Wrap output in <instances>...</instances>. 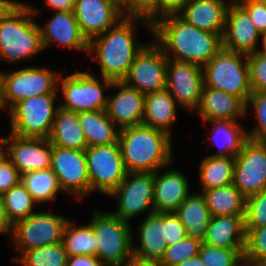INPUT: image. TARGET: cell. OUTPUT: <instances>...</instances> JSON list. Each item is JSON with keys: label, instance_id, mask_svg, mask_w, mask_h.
<instances>
[{"label": "cell", "instance_id": "15", "mask_svg": "<svg viewBox=\"0 0 266 266\" xmlns=\"http://www.w3.org/2000/svg\"><path fill=\"white\" fill-rule=\"evenodd\" d=\"M52 171L62 191L77 198L90 193V181L84 150L52 146Z\"/></svg>", "mask_w": 266, "mask_h": 266}, {"label": "cell", "instance_id": "11", "mask_svg": "<svg viewBox=\"0 0 266 266\" xmlns=\"http://www.w3.org/2000/svg\"><path fill=\"white\" fill-rule=\"evenodd\" d=\"M166 75L167 57L153 41L136 55L122 81L146 96L166 89Z\"/></svg>", "mask_w": 266, "mask_h": 266}, {"label": "cell", "instance_id": "16", "mask_svg": "<svg viewBox=\"0 0 266 266\" xmlns=\"http://www.w3.org/2000/svg\"><path fill=\"white\" fill-rule=\"evenodd\" d=\"M204 87L203 69L194 63L167 58L166 89L186 109L194 110L201 102Z\"/></svg>", "mask_w": 266, "mask_h": 266}, {"label": "cell", "instance_id": "26", "mask_svg": "<svg viewBox=\"0 0 266 266\" xmlns=\"http://www.w3.org/2000/svg\"><path fill=\"white\" fill-rule=\"evenodd\" d=\"M163 238L162 213L147 215L139 227L140 247H132L133 255L141 259L159 262L167 248V243Z\"/></svg>", "mask_w": 266, "mask_h": 266}, {"label": "cell", "instance_id": "45", "mask_svg": "<svg viewBox=\"0 0 266 266\" xmlns=\"http://www.w3.org/2000/svg\"><path fill=\"white\" fill-rule=\"evenodd\" d=\"M162 224L164 225V240L167 246L183 241L187 234L184 225L175 212L162 213Z\"/></svg>", "mask_w": 266, "mask_h": 266}, {"label": "cell", "instance_id": "19", "mask_svg": "<svg viewBox=\"0 0 266 266\" xmlns=\"http://www.w3.org/2000/svg\"><path fill=\"white\" fill-rule=\"evenodd\" d=\"M260 36L248 13L235 0L230 2L222 38L223 48L249 55L257 51Z\"/></svg>", "mask_w": 266, "mask_h": 266}, {"label": "cell", "instance_id": "5", "mask_svg": "<svg viewBox=\"0 0 266 266\" xmlns=\"http://www.w3.org/2000/svg\"><path fill=\"white\" fill-rule=\"evenodd\" d=\"M202 69L204 86L223 90L246 104L252 93L246 54L222 48Z\"/></svg>", "mask_w": 266, "mask_h": 266}, {"label": "cell", "instance_id": "48", "mask_svg": "<svg viewBox=\"0 0 266 266\" xmlns=\"http://www.w3.org/2000/svg\"><path fill=\"white\" fill-rule=\"evenodd\" d=\"M189 0H158V17L178 14Z\"/></svg>", "mask_w": 266, "mask_h": 266}, {"label": "cell", "instance_id": "21", "mask_svg": "<svg viewBox=\"0 0 266 266\" xmlns=\"http://www.w3.org/2000/svg\"><path fill=\"white\" fill-rule=\"evenodd\" d=\"M229 5L224 0H189L178 15L198 29L223 37Z\"/></svg>", "mask_w": 266, "mask_h": 266}, {"label": "cell", "instance_id": "54", "mask_svg": "<svg viewBox=\"0 0 266 266\" xmlns=\"http://www.w3.org/2000/svg\"><path fill=\"white\" fill-rule=\"evenodd\" d=\"M10 229L3 214L2 199L0 196V232L10 234Z\"/></svg>", "mask_w": 266, "mask_h": 266}, {"label": "cell", "instance_id": "52", "mask_svg": "<svg viewBox=\"0 0 266 266\" xmlns=\"http://www.w3.org/2000/svg\"><path fill=\"white\" fill-rule=\"evenodd\" d=\"M21 2L14 0H0V21L12 12Z\"/></svg>", "mask_w": 266, "mask_h": 266}, {"label": "cell", "instance_id": "17", "mask_svg": "<svg viewBox=\"0 0 266 266\" xmlns=\"http://www.w3.org/2000/svg\"><path fill=\"white\" fill-rule=\"evenodd\" d=\"M6 146V157L18 169L20 175L51 169L52 144L48 139L25 138L11 133Z\"/></svg>", "mask_w": 266, "mask_h": 266}, {"label": "cell", "instance_id": "42", "mask_svg": "<svg viewBox=\"0 0 266 266\" xmlns=\"http://www.w3.org/2000/svg\"><path fill=\"white\" fill-rule=\"evenodd\" d=\"M245 229L266 225V189L245 198Z\"/></svg>", "mask_w": 266, "mask_h": 266}, {"label": "cell", "instance_id": "47", "mask_svg": "<svg viewBox=\"0 0 266 266\" xmlns=\"http://www.w3.org/2000/svg\"><path fill=\"white\" fill-rule=\"evenodd\" d=\"M21 182V175L13 163L5 157L0 161V196Z\"/></svg>", "mask_w": 266, "mask_h": 266}, {"label": "cell", "instance_id": "37", "mask_svg": "<svg viewBox=\"0 0 266 266\" xmlns=\"http://www.w3.org/2000/svg\"><path fill=\"white\" fill-rule=\"evenodd\" d=\"M68 255L62 243L25 251L14 261L23 266H66Z\"/></svg>", "mask_w": 266, "mask_h": 266}, {"label": "cell", "instance_id": "18", "mask_svg": "<svg viewBox=\"0 0 266 266\" xmlns=\"http://www.w3.org/2000/svg\"><path fill=\"white\" fill-rule=\"evenodd\" d=\"M73 13L88 42L123 19L120 8L109 0H75Z\"/></svg>", "mask_w": 266, "mask_h": 266}, {"label": "cell", "instance_id": "55", "mask_svg": "<svg viewBox=\"0 0 266 266\" xmlns=\"http://www.w3.org/2000/svg\"><path fill=\"white\" fill-rule=\"evenodd\" d=\"M7 139L8 138H4L0 140V161L6 157V151H4L5 150L4 147L6 146ZM1 145H3V147Z\"/></svg>", "mask_w": 266, "mask_h": 266}, {"label": "cell", "instance_id": "6", "mask_svg": "<svg viewBox=\"0 0 266 266\" xmlns=\"http://www.w3.org/2000/svg\"><path fill=\"white\" fill-rule=\"evenodd\" d=\"M93 214L89 224L97 239L95 256L106 266H121L133 255L129 223L112 212Z\"/></svg>", "mask_w": 266, "mask_h": 266}, {"label": "cell", "instance_id": "22", "mask_svg": "<svg viewBox=\"0 0 266 266\" xmlns=\"http://www.w3.org/2000/svg\"><path fill=\"white\" fill-rule=\"evenodd\" d=\"M154 172V213L176 212L190 195L186 177L177 170H168L159 175Z\"/></svg>", "mask_w": 266, "mask_h": 266}, {"label": "cell", "instance_id": "3", "mask_svg": "<svg viewBox=\"0 0 266 266\" xmlns=\"http://www.w3.org/2000/svg\"><path fill=\"white\" fill-rule=\"evenodd\" d=\"M138 19H121L114 27L89 41L88 54L95 53L101 76L122 81L136 55L145 45H137L133 37V24Z\"/></svg>", "mask_w": 266, "mask_h": 266}, {"label": "cell", "instance_id": "49", "mask_svg": "<svg viewBox=\"0 0 266 266\" xmlns=\"http://www.w3.org/2000/svg\"><path fill=\"white\" fill-rule=\"evenodd\" d=\"M66 266H106L96 256H68Z\"/></svg>", "mask_w": 266, "mask_h": 266}, {"label": "cell", "instance_id": "32", "mask_svg": "<svg viewBox=\"0 0 266 266\" xmlns=\"http://www.w3.org/2000/svg\"><path fill=\"white\" fill-rule=\"evenodd\" d=\"M212 217L245 215V197L233 185L202 192Z\"/></svg>", "mask_w": 266, "mask_h": 266}, {"label": "cell", "instance_id": "41", "mask_svg": "<svg viewBox=\"0 0 266 266\" xmlns=\"http://www.w3.org/2000/svg\"><path fill=\"white\" fill-rule=\"evenodd\" d=\"M201 245V241L186 236L183 241L167 246L159 263L161 266H176L183 260L197 256Z\"/></svg>", "mask_w": 266, "mask_h": 266}, {"label": "cell", "instance_id": "14", "mask_svg": "<svg viewBox=\"0 0 266 266\" xmlns=\"http://www.w3.org/2000/svg\"><path fill=\"white\" fill-rule=\"evenodd\" d=\"M154 173H127L124 180L110 194L118 198V209L112 212L118 218L129 223L130 218L151 208L154 214Z\"/></svg>", "mask_w": 266, "mask_h": 266}, {"label": "cell", "instance_id": "28", "mask_svg": "<svg viewBox=\"0 0 266 266\" xmlns=\"http://www.w3.org/2000/svg\"><path fill=\"white\" fill-rule=\"evenodd\" d=\"M185 227L188 237L203 242L211 213L201 194H190L175 212Z\"/></svg>", "mask_w": 266, "mask_h": 266}, {"label": "cell", "instance_id": "9", "mask_svg": "<svg viewBox=\"0 0 266 266\" xmlns=\"http://www.w3.org/2000/svg\"><path fill=\"white\" fill-rule=\"evenodd\" d=\"M90 192L109 196L124 180L125 169L119 143L87 147L85 150Z\"/></svg>", "mask_w": 266, "mask_h": 266}, {"label": "cell", "instance_id": "44", "mask_svg": "<svg viewBox=\"0 0 266 266\" xmlns=\"http://www.w3.org/2000/svg\"><path fill=\"white\" fill-rule=\"evenodd\" d=\"M252 92L266 91V55L254 52L247 55Z\"/></svg>", "mask_w": 266, "mask_h": 266}, {"label": "cell", "instance_id": "56", "mask_svg": "<svg viewBox=\"0 0 266 266\" xmlns=\"http://www.w3.org/2000/svg\"><path fill=\"white\" fill-rule=\"evenodd\" d=\"M260 37H262V45H263V49H262V50L257 49L256 52H257V53H261V54H263V55H266V33L261 34Z\"/></svg>", "mask_w": 266, "mask_h": 266}, {"label": "cell", "instance_id": "8", "mask_svg": "<svg viewBox=\"0 0 266 266\" xmlns=\"http://www.w3.org/2000/svg\"><path fill=\"white\" fill-rule=\"evenodd\" d=\"M55 98V94L36 95L16 103L9 110L11 133L25 138L48 139L59 108V105L54 107Z\"/></svg>", "mask_w": 266, "mask_h": 266}, {"label": "cell", "instance_id": "57", "mask_svg": "<svg viewBox=\"0 0 266 266\" xmlns=\"http://www.w3.org/2000/svg\"><path fill=\"white\" fill-rule=\"evenodd\" d=\"M111 2H113L118 8H122L125 3H126V0H109Z\"/></svg>", "mask_w": 266, "mask_h": 266}, {"label": "cell", "instance_id": "40", "mask_svg": "<svg viewBox=\"0 0 266 266\" xmlns=\"http://www.w3.org/2000/svg\"><path fill=\"white\" fill-rule=\"evenodd\" d=\"M120 11L123 18L142 20L151 30L159 20L158 0H126Z\"/></svg>", "mask_w": 266, "mask_h": 266}, {"label": "cell", "instance_id": "51", "mask_svg": "<svg viewBox=\"0 0 266 266\" xmlns=\"http://www.w3.org/2000/svg\"><path fill=\"white\" fill-rule=\"evenodd\" d=\"M121 266H161V265L158 261L141 259L132 255Z\"/></svg>", "mask_w": 266, "mask_h": 266}, {"label": "cell", "instance_id": "25", "mask_svg": "<svg viewBox=\"0 0 266 266\" xmlns=\"http://www.w3.org/2000/svg\"><path fill=\"white\" fill-rule=\"evenodd\" d=\"M198 112L203 120L236 121L246 116L245 104L236 96L204 86Z\"/></svg>", "mask_w": 266, "mask_h": 266}, {"label": "cell", "instance_id": "53", "mask_svg": "<svg viewBox=\"0 0 266 266\" xmlns=\"http://www.w3.org/2000/svg\"><path fill=\"white\" fill-rule=\"evenodd\" d=\"M176 266H207L204 261L200 258L199 255L189 258L187 260H183L181 263Z\"/></svg>", "mask_w": 266, "mask_h": 266}, {"label": "cell", "instance_id": "29", "mask_svg": "<svg viewBox=\"0 0 266 266\" xmlns=\"http://www.w3.org/2000/svg\"><path fill=\"white\" fill-rule=\"evenodd\" d=\"M80 125L84 131L88 147L118 143L119 129L108 117L106 109L78 113Z\"/></svg>", "mask_w": 266, "mask_h": 266}, {"label": "cell", "instance_id": "10", "mask_svg": "<svg viewBox=\"0 0 266 266\" xmlns=\"http://www.w3.org/2000/svg\"><path fill=\"white\" fill-rule=\"evenodd\" d=\"M68 219L50 212H36L17 222L10 235L21 255L30 249L62 243L63 231Z\"/></svg>", "mask_w": 266, "mask_h": 266}, {"label": "cell", "instance_id": "50", "mask_svg": "<svg viewBox=\"0 0 266 266\" xmlns=\"http://www.w3.org/2000/svg\"><path fill=\"white\" fill-rule=\"evenodd\" d=\"M46 4L52 9L59 11H73L75 0H46Z\"/></svg>", "mask_w": 266, "mask_h": 266}, {"label": "cell", "instance_id": "39", "mask_svg": "<svg viewBox=\"0 0 266 266\" xmlns=\"http://www.w3.org/2000/svg\"><path fill=\"white\" fill-rule=\"evenodd\" d=\"M244 249L211 247L202 243L198 255L207 266H244Z\"/></svg>", "mask_w": 266, "mask_h": 266}, {"label": "cell", "instance_id": "36", "mask_svg": "<svg viewBox=\"0 0 266 266\" xmlns=\"http://www.w3.org/2000/svg\"><path fill=\"white\" fill-rule=\"evenodd\" d=\"M68 220L64 231L62 244L68 256L88 255L95 256L97 239L93 229L87 226L76 227Z\"/></svg>", "mask_w": 266, "mask_h": 266}, {"label": "cell", "instance_id": "43", "mask_svg": "<svg viewBox=\"0 0 266 266\" xmlns=\"http://www.w3.org/2000/svg\"><path fill=\"white\" fill-rule=\"evenodd\" d=\"M248 104L252 105L256 118L258 119L257 127L247 132L248 139L263 141L266 139V91L252 92L245 104V111H247Z\"/></svg>", "mask_w": 266, "mask_h": 266}, {"label": "cell", "instance_id": "30", "mask_svg": "<svg viewBox=\"0 0 266 266\" xmlns=\"http://www.w3.org/2000/svg\"><path fill=\"white\" fill-rule=\"evenodd\" d=\"M175 117L176 101L167 89L145 96L142 124L170 134Z\"/></svg>", "mask_w": 266, "mask_h": 266}, {"label": "cell", "instance_id": "24", "mask_svg": "<svg viewBox=\"0 0 266 266\" xmlns=\"http://www.w3.org/2000/svg\"><path fill=\"white\" fill-rule=\"evenodd\" d=\"M245 215L211 217L203 244L225 248L245 249Z\"/></svg>", "mask_w": 266, "mask_h": 266}, {"label": "cell", "instance_id": "33", "mask_svg": "<svg viewBox=\"0 0 266 266\" xmlns=\"http://www.w3.org/2000/svg\"><path fill=\"white\" fill-rule=\"evenodd\" d=\"M235 157L207 156L200 165L203 191L233 183Z\"/></svg>", "mask_w": 266, "mask_h": 266}, {"label": "cell", "instance_id": "1", "mask_svg": "<svg viewBox=\"0 0 266 266\" xmlns=\"http://www.w3.org/2000/svg\"><path fill=\"white\" fill-rule=\"evenodd\" d=\"M152 31L166 57L179 62L203 67L223 48L221 35L198 29L178 14L163 16Z\"/></svg>", "mask_w": 266, "mask_h": 266}, {"label": "cell", "instance_id": "2", "mask_svg": "<svg viewBox=\"0 0 266 266\" xmlns=\"http://www.w3.org/2000/svg\"><path fill=\"white\" fill-rule=\"evenodd\" d=\"M170 134L140 124L119 131L118 143L127 173H154L172 163Z\"/></svg>", "mask_w": 266, "mask_h": 266}, {"label": "cell", "instance_id": "13", "mask_svg": "<svg viewBox=\"0 0 266 266\" xmlns=\"http://www.w3.org/2000/svg\"><path fill=\"white\" fill-rule=\"evenodd\" d=\"M245 197L266 189V145L248 139L235 157L233 183Z\"/></svg>", "mask_w": 266, "mask_h": 266}, {"label": "cell", "instance_id": "27", "mask_svg": "<svg viewBox=\"0 0 266 266\" xmlns=\"http://www.w3.org/2000/svg\"><path fill=\"white\" fill-rule=\"evenodd\" d=\"M52 146L75 150H85L88 146L78 113L58 108L51 134L48 138Z\"/></svg>", "mask_w": 266, "mask_h": 266}, {"label": "cell", "instance_id": "12", "mask_svg": "<svg viewBox=\"0 0 266 266\" xmlns=\"http://www.w3.org/2000/svg\"><path fill=\"white\" fill-rule=\"evenodd\" d=\"M102 78V85L88 72H75L61 81L65 102L59 108L72 112L106 109L108 97L103 95V86L111 88L113 80Z\"/></svg>", "mask_w": 266, "mask_h": 266}, {"label": "cell", "instance_id": "34", "mask_svg": "<svg viewBox=\"0 0 266 266\" xmlns=\"http://www.w3.org/2000/svg\"><path fill=\"white\" fill-rule=\"evenodd\" d=\"M3 214L7 225L11 228L17 222L28 218L33 212L36 202L26 187L20 182L17 186L6 191L2 196Z\"/></svg>", "mask_w": 266, "mask_h": 266}, {"label": "cell", "instance_id": "20", "mask_svg": "<svg viewBox=\"0 0 266 266\" xmlns=\"http://www.w3.org/2000/svg\"><path fill=\"white\" fill-rule=\"evenodd\" d=\"M111 87L120 89L115 96L108 97L106 112L115 125H119L118 129L142 124L145 95L123 81H113Z\"/></svg>", "mask_w": 266, "mask_h": 266}, {"label": "cell", "instance_id": "7", "mask_svg": "<svg viewBox=\"0 0 266 266\" xmlns=\"http://www.w3.org/2000/svg\"><path fill=\"white\" fill-rule=\"evenodd\" d=\"M57 76L47 68L26 67L14 72L0 71V105L10 110L16 103L36 95L57 94Z\"/></svg>", "mask_w": 266, "mask_h": 266}, {"label": "cell", "instance_id": "31", "mask_svg": "<svg viewBox=\"0 0 266 266\" xmlns=\"http://www.w3.org/2000/svg\"><path fill=\"white\" fill-rule=\"evenodd\" d=\"M212 122L211 141L219 148V152L211 154L214 157H236L248 140L247 132L236 121L204 120ZM217 126V127H216ZM223 140L221 142V140ZM221 149V151H220Z\"/></svg>", "mask_w": 266, "mask_h": 266}, {"label": "cell", "instance_id": "35", "mask_svg": "<svg viewBox=\"0 0 266 266\" xmlns=\"http://www.w3.org/2000/svg\"><path fill=\"white\" fill-rule=\"evenodd\" d=\"M21 182L36 203L54 200L61 191L57 176L52 169H42L21 175Z\"/></svg>", "mask_w": 266, "mask_h": 266}, {"label": "cell", "instance_id": "46", "mask_svg": "<svg viewBox=\"0 0 266 266\" xmlns=\"http://www.w3.org/2000/svg\"><path fill=\"white\" fill-rule=\"evenodd\" d=\"M250 16L258 33H266V0H235Z\"/></svg>", "mask_w": 266, "mask_h": 266}, {"label": "cell", "instance_id": "38", "mask_svg": "<svg viewBox=\"0 0 266 266\" xmlns=\"http://www.w3.org/2000/svg\"><path fill=\"white\" fill-rule=\"evenodd\" d=\"M245 231L244 265L263 266L266 263V225Z\"/></svg>", "mask_w": 266, "mask_h": 266}, {"label": "cell", "instance_id": "23", "mask_svg": "<svg viewBox=\"0 0 266 266\" xmlns=\"http://www.w3.org/2000/svg\"><path fill=\"white\" fill-rule=\"evenodd\" d=\"M40 30L44 49L57 41L70 49L82 50L88 54L89 42L82 35L73 11L56 12L45 27L40 26Z\"/></svg>", "mask_w": 266, "mask_h": 266}, {"label": "cell", "instance_id": "4", "mask_svg": "<svg viewBox=\"0 0 266 266\" xmlns=\"http://www.w3.org/2000/svg\"><path fill=\"white\" fill-rule=\"evenodd\" d=\"M37 9L20 3L0 21V57L15 62L43 50L40 26L32 20Z\"/></svg>", "mask_w": 266, "mask_h": 266}]
</instances>
